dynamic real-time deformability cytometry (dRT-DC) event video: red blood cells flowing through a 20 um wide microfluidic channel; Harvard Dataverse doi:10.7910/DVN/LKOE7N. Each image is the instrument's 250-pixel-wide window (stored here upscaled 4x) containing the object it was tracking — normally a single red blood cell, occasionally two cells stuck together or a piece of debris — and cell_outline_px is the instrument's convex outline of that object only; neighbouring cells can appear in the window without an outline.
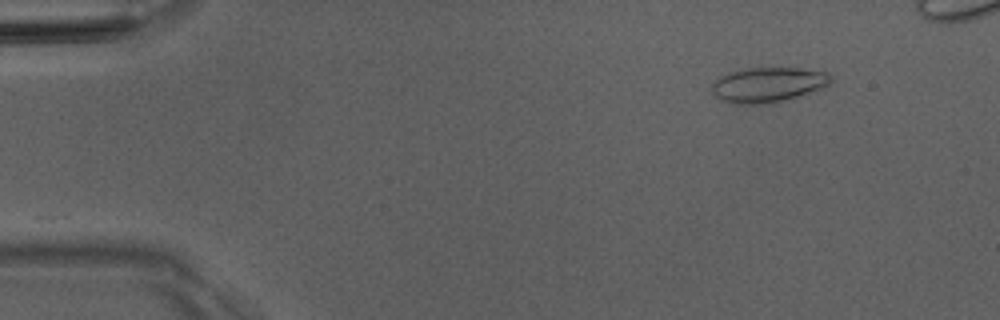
{"species": "Egyptian fruit bat (a non-hibernating species)", "species_latin": "Rousettus aegyptiacus", "temperature_condition": "room temperature", "stored_images_in_passage": 42, "camera_frame_rate_fps": 3000, "um_per_image_px": 0.085, "animal": {"sex": "male"}, "frame": {"image": 1, "passage_image": 1, "time_ms": 0.0, "image_size_px": [1000, 320], "cell_outline_px": [[832, 80], [828, 84], [820, 88], [776, 104], [732, 104], [720, 100], [712, 92], [712, 84], [720, 76], [728, 72], [748, 68], [796, 68], [828, 72], [832, 76]], "centroid_in_image_um": [65.25, 7.22], "position_along_channel_um": 19.7, "area_um2": 24.39}, "authors_computed_cell_mechanics": {"area_um2": 20.9814, "velocity_mm_per_s": 4.0638, "shape_relaxation_time_tau1_ms": 6.3831, "shape_relaxation_time_tau2_ms": 1.6364, "deformation_change_tau1": 0.2029, "deformation_change_tau2": 0.0834}}